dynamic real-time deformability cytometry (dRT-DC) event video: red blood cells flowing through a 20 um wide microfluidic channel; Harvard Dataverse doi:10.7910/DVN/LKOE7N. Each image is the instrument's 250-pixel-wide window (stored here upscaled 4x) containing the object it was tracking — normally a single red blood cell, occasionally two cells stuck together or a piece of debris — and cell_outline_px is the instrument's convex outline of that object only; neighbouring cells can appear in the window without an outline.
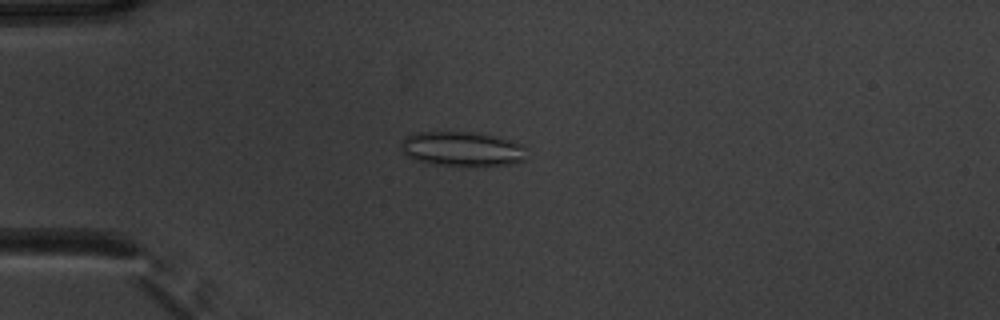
{"species": "common noctule bat (a hibernating species)", "species_latin": "Nyctalus noctula", "temperature_condition": "warm", "stored_images_in_passage": 52, "camera_frame_rate_fps": 3000, "um_per_image_px": 0.085, "animal": {"sex": "male", "body_mass_g": 20.1, "forearm_length_mm": 53.5}, "frame": {"image": 1, "passage_image": 14, "time_ms": 4.333, "image_size_px": [1000, 320], "cell_outline_px": [[528, 148], [524, 160], [512, 164], [436, 164], [416, 160], [408, 156], [400, 148], [400, 140], [404, 136], [416, 132], [476, 132], [524, 144]], "centroid_in_image_um": [39.26, 12.62], "position_along_channel_um": 45.7, "area_um2": 24.97}}
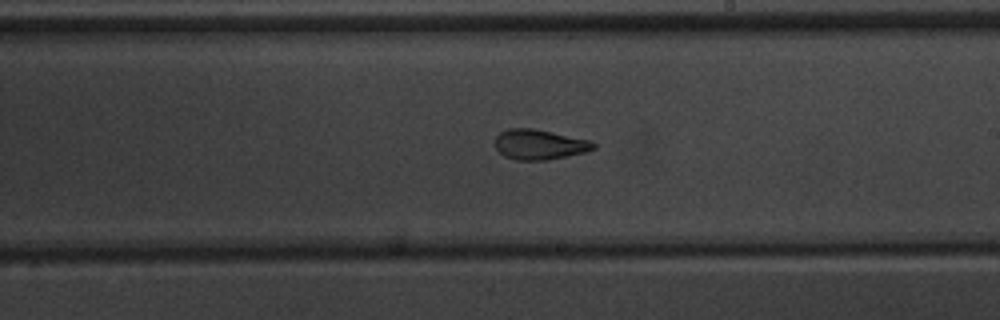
{"frame": {"image": 2, "passage_image": 31, "time_ms": 10.0, "image_size_px": [1000, 320], "cell_outline_px": [[596, 148], [584, 152], [568, 156], [548, 160], [516, 160], [504, 156], [496, 148], [496, 136], [500, 132], [508, 128], [532, 128], [592, 140], [596, 144]], "centroid_in_image_um": [45.87, 12.28], "position_along_channel_um": 243.1, "area_um2": 17.34}}
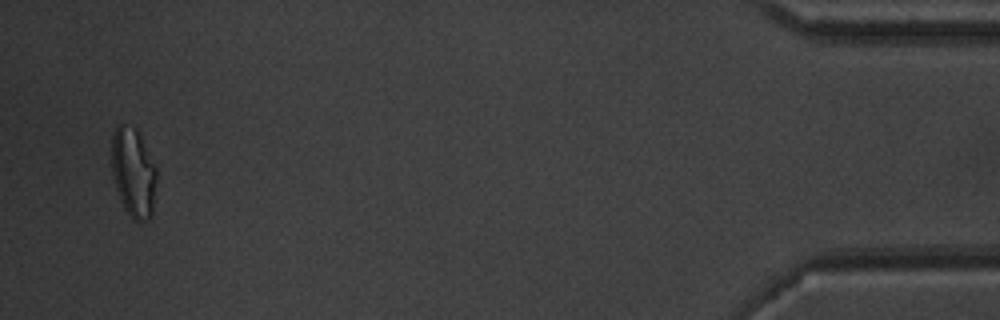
{"frame": {"image": 3, "passage_image": 51, "time_ms": 16.667, "image_size_px": [1000, 320], "cell_outline_px": [[156, 184], [152, 216], [148, 220], [136, 220], [124, 208], [120, 200], [116, 188], [112, 172], [112, 132], [116, 124], [124, 124], [136, 128], [156, 168]], "centroid_in_image_um": [11.33, 14.64], "position_along_channel_um": 423.9, "area_um2": 23.24}, "authors_computed_cell_mechanics": {"area_um2": 19.652, "velocity_mm_per_s": 3.8636, "shape_relaxation_time_tau1_ms": null, "shape_relaxation_time_tau2_ms": 1.8605, "deformation_change_tau1": null, "deformation_change_tau2": 0.0982}}